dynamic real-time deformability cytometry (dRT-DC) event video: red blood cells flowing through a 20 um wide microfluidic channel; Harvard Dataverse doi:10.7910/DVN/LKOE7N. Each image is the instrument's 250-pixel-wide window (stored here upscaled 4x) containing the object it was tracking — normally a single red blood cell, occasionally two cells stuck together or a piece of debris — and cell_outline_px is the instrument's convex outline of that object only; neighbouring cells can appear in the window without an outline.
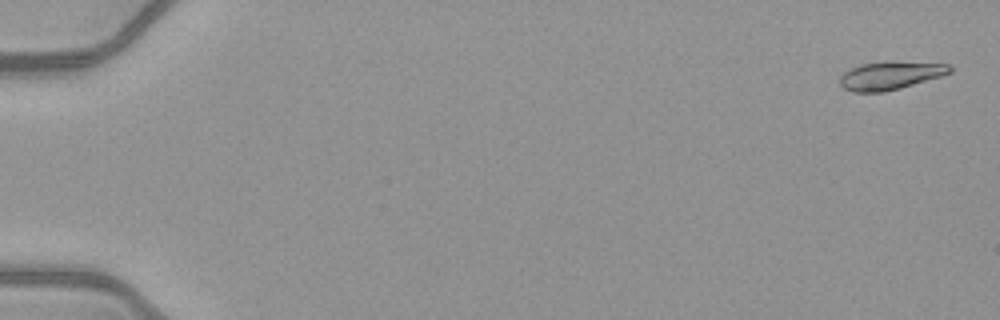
{"species": "common noctule bat (a hibernating species)", "species_latin": "Nyctalus noctula", "temperature_condition": "warm", "stored_images_in_passage": 52, "camera_frame_rate_fps": 3000, "um_per_image_px": 0.085, "animal": {"sex": "female", "body_mass_g": 21.9}, "frame": {"image": 1, "passage_image": 2, "time_ms": 0.333, "image_size_px": [1000, 320], "cell_outline_px": [[952, 72], [944, 76], [900, 88], [884, 92], [852, 92], [844, 88], [840, 84], [840, 76], [844, 72], [860, 64], [948, 64], [952, 68]], "centroid_in_image_um": [75.66, 6.48], "position_along_channel_um": 9.3, "area_um2": 17.11}}
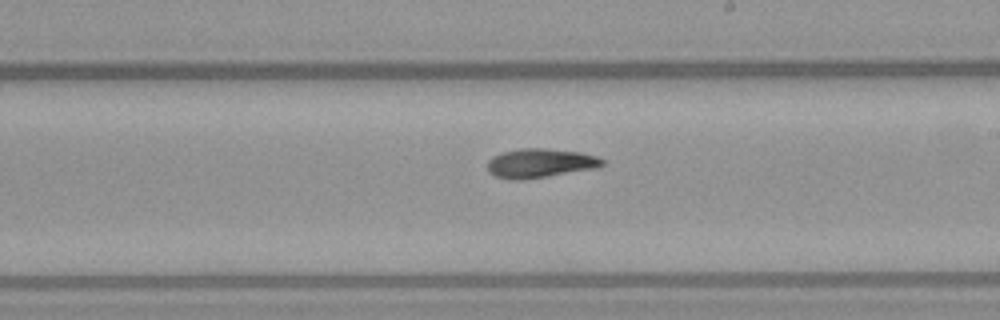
{"frame": {"image": 2, "passage_image": 32, "time_ms": 10.333, "image_size_px": [1000, 320], "cell_outline_px": [[604, 164], [600, 168], [548, 176], [520, 180], [512, 180], [496, 176], [488, 172], [488, 160], [492, 156], [504, 152], [520, 148], [548, 148], [580, 152], [596, 156], [604, 160]], "centroid_in_image_um": [45.94, 13.87], "position_along_channel_um": 243.1, "area_um2": 19.65}}
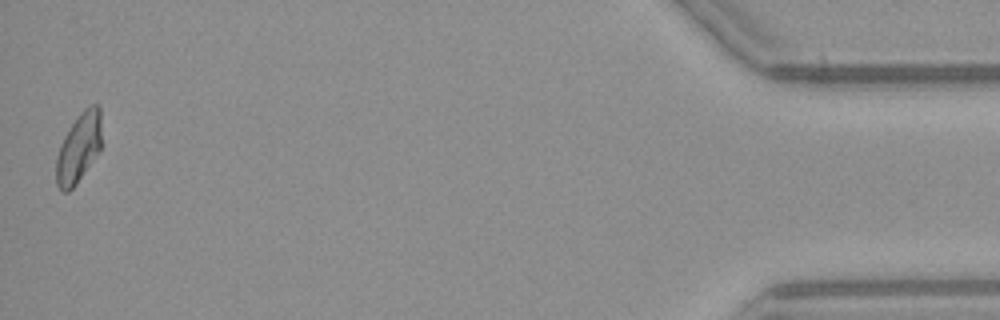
{"frame": {"image": 3, "passage_image": 52, "time_ms": 17.0, "image_size_px": [1000, 320], "cell_outline_px": [[104, 144], [100, 152], [76, 184], [68, 192], [64, 192], [56, 184], [56, 156], [60, 144], [64, 136], [80, 112], [84, 108], [92, 104], [100, 104]], "centroid_in_image_um": [6.76, 12.52], "position_along_channel_um": 428.4, "area_um2": 19.07}, "authors_computed_cell_mechanics": {"area_um2": 18.6983, "velocity_mm_per_s": 4.0943, "shape_relaxation_time_tau1_ms": null, "shape_relaxation_time_tau2_ms": 7.3852, "deformation_change_tau1": null, "deformation_change_tau2": 0.1357}}